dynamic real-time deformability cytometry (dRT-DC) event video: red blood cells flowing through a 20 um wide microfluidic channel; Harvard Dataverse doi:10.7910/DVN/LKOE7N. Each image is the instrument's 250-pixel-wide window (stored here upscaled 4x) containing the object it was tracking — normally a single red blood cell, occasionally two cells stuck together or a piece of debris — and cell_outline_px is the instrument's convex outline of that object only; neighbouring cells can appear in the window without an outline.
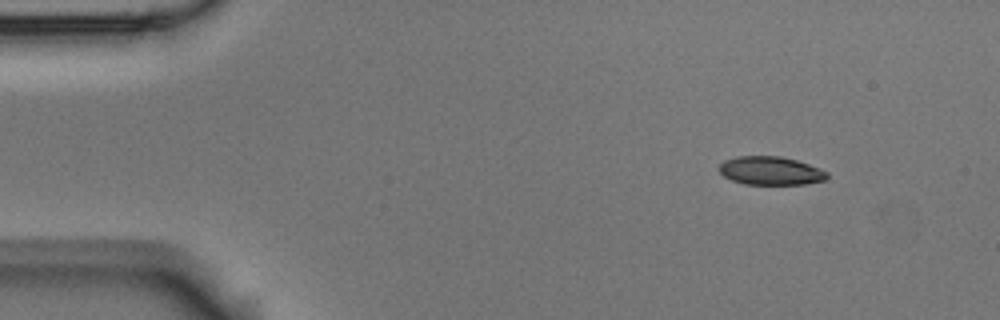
{"species": "Egyptian fruit bat (a non-hibernating species)", "species_latin": "Rousettus aegyptiacus", "temperature_condition": "room temperature", "stored_images_in_passage": 4, "camera_frame_rate_fps": 3000, "um_per_image_px": 0.085, "animal": {"sex": "male"}, "frame": {"image": 1, "passage_image": 2, "time_ms": 0.333, "image_size_px": [1000, 320], "cell_outline_px": [[828, 176], [824, 180], [804, 184], [744, 184], [732, 180], [724, 176], [720, 172], [720, 164], [724, 160], [736, 156], [780, 156], [796, 160], [820, 168], [828, 172]], "centroid_in_image_um": [65.5, 14.51], "position_along_channel_um": 19.5, "area_um2": 17.8}}